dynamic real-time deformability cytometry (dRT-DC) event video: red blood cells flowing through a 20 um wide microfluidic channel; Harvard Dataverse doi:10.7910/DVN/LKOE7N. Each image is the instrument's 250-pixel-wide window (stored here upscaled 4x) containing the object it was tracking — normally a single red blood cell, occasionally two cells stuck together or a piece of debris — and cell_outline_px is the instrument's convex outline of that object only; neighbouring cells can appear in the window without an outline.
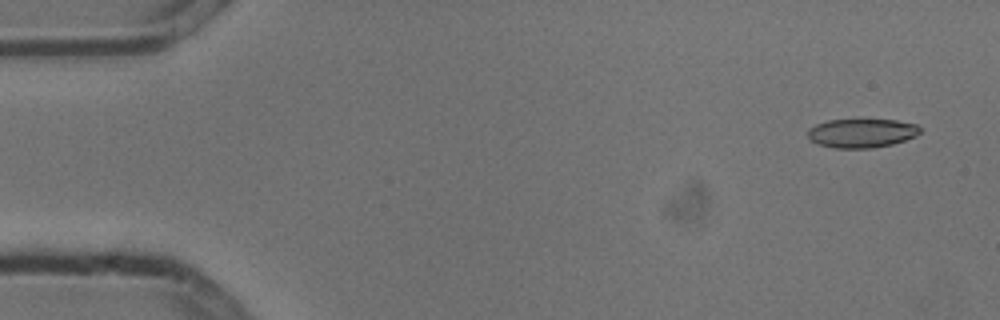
{"species": "common noctule bat (a hibernating species)", "species_latin": "Nyctalus noctula", "temperature_condition": "cold", "stored_images_in_passage": 4, "camera_frame_rate_fps": 3000, "um_per_image_px": 0.085, "animal": {"sex": "male", "body_mass_g": 13.3}, "frame": {"image": 1, "passage_image": 1, "time_ms": 0.0, "image_size_px": [1000, 320], "cell_outline_px": [[920, 132], [916, 136], [892, 144], [872, 148], [836, 148], [820, 144], [812, 140], [808, 136], [808, 128], [816, 124], [828, 120], [896, 120], [916, 124], [920, 128]], "centroid_in_image_um": [73.25, 11.31], "position_along_channel_um": 11.7, "area_um2": 18.73}}